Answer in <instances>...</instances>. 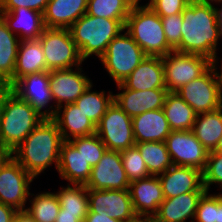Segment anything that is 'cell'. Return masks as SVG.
Instances as JSON below:
<instances>
[{
  "mask_svg": "<svg viewBox=\"0 0 222 222\" xmlns=\"http://www.w3.org/2000/svg\"><path fill=\"white\" fill-rule=\"evenodd\" d=\"M129 184L120 151L106 150L99 162L92 167L85 187L96 190H124L129 189Z\"/></svg>",
  "mask_w": 222,
  "mask_h": 222,
  "instance_id": "15",
  "label": "cell"
},
{
  "mask_svg": "<svg viewBox=\"0 0 222 222\" xmlns=\"http://www.w3.org/2000/svg\"><path fill=\"white\" fill-rule=\"evenodd\" d=\"M129 222H148V218L147 217H137L132 221Z\"/></svg>",
  "mask_w": 222,
  "mask_h": 222,
  "instance_id": "53",
  "label": "cell"
},
{
  "mask_svg": "<svg viewBox=\"0 0 222 222\" xmlns=\"http://www.w3.org/2000/svg\"><path fill=\"white\" fill-rule=\"evenodd\" d=\"M92 166L85 161L81 153L69 142L63 141L60 148L57 175L61 183L86 185ZM66 181V182H63Z\"/></svg>",
  "mask_w": 222,
  "mask_h": 222,
  "instance_id": "20",
  "label": "cell"
},
{
  "mask_svg": "<svg viewBox=\"0 0 222 222\" xmlns=\"http://www.w3.org/2000/svg\"><path fill=\"white\" fill-rule=\"evenodd\" d=\"M49 0H2L0 12H9L15 8L25 7L44 13Z\"/></svg>",
  "mask_w": 222,
  "mask_h": 222,
  "instance_id": "42",
  "label": "cell"
},
{
  "mask_svg": "<svg viewBox=\"0 0 222 222\" xmlns=\"http://www.w3.org/2000/svg\"><path fill=\"white\" fill-rule=\"evenodd\" d=\"M191 0H151L147 5L160 17L182 13Z\"/></svg>",
  "mask_w": 222,
  "mask_h": 222,
  "instance_id": "41",
  "label": "cell"
},
{
  "mask_svg": "<svg viewBox=\"0 0 222 222\" xmlns=\"http://www.w3.org/2000/svg\"><path fill=\"white\" fill-rule=\"evenodd\" d=\"M69 142L92 167L99 162L107 150V147L96 133L89 136L76 137L69 140Z\"/></svg>",
  "mask_w": 222,
  "mask_h": 222,
  "instance_id": "37",
  "label": "cell"
},
{
  "mask_svg": "<svg viewBox=\"0 0 222 222\" xmlns=\"http://www.w3.org/2000/svg\"><path fill=\"white\" fill-rule=\"evenodd\" d=\"M164 198H172L187 192H206L202 171L192 167L173 165L158 175Z\"/></svg>",
  "mask_w": 222,
  "mask_h": 222,
  "instance_id": "18",
  "label": "cell"
},
{
  "mask_svg": "<svg viewBox=\"0 0 222 222\" xmlns=\"http://www.w3.org/2000/svg\"><path fill=\"white\" fill-rule=\"evenodd\" d=\"M148 222H158V221L155 220L153 217H148Z\"/></svg>",
  "mask_w": 222,
  "mask_h": 222,
  "instance_id": "55",
  "label": "cell"
},
{
  "mask_svg": "<svg viewBox=\"0 0 222 222\" xmlns=\"http://www.w3.org/2000/svg\"><path fill=\"white\" fill-rule=\"evenodd\" d=\"M118 92H115L117 91ZM113 101L131 118L146 111L163 108L168 90L156 88L150 90L127 89L122 83L116 85Z\"/></svg>",
  "mask_w": 222,
  "mask_h": 222,
  "instance_id": "17",
  "label": "cell"
},
{
  "mask_svg": "<svg viewBox=\"0 0 222 222\" xmlns=\"http://www.w3.org/2000/svg\"><path fill=\"white\" fill-rule=\"evenodd\" d=\"M18 212L14 207L0 203V222H14V217Z\"/></svg>",
  "mask_w": 222,
  "mask_h": 222,
  "instance_id": "43",
  "label": "cell"
},
{
  "mask_svg": "<svg viewBox=\"0 0 222 222\" xmlns=\"http://www.w3.org/2000/svg\"><path fill=\"white\" fill-rule=\"evenodd\" d=\"M146 56L140 46L124 29L112 39L98 61L115 86L121 84Z\"/></svg>",
  "mask_w": 222,
  "mask_h": 222,
  "instance_id": "6",
  "label": "cell"
},
{
  "mask_svg": "<svg viewBox=\"0 0 222 222\" xmlns=\"http://www.w3.org/2000/svg\"><path fill=\"white\" fill-rule=\"evenodd\" d=\"M218 55L219 53H217L211 60V66L216 73L217 81L222 91V58H221L222 54H220L219 56Z\"/></svg>",
  "mask_w": 222,
  "mask_h": 222,
  "instance_id": "45",
  "label": "cell"
},
{
  "mask_svg": "<svg viewBox=\"0 0 222 222\" xmlns=\"http://www.w3.org/2000/svg\"><path fill=\"white\" fill-rule=\"evenodd\" d=\"M14 222H37L26 210H19L15 217Z\"/></svg>",
  "mask_w": 222,
  "mask_h": 222,
  "instance_id": "47",
  "label": "cell"
},
{
  "mask_svg": "<svg viewBox=\"0 0 222 222\" xmlns=\"http://www.w3.org/2000/svg\"><path fill=\"white\" fill-rule=\"evenodd\" d=\"M134 4L133 0H88L86 14L121 20L126 24L127 17Z\"/></svg>",
  "mask_w": 222,
  "mask_h": 222,
  "instance_id": "35",
  "label": "cell"
},
{
  "mask_svg": "<svg viewBox=\"0 0 222 222\" xmlns=\"http://www.w3.org/2000/svg\"><path fill=\"white\" fill-rule=\"evenodd\" d=\"M63 185L61 184L57 191L53 188L57 194L60 209L64 213L79 214L84 221L89 212L88 189L85 185L65 183Z\"/></svg>",
  "mask_w": 222,
  "mask_h": 222,
  "instance_id": "33",
  "label": "cell"
},
{
  "mask_svg": "<svg viewBox=\"0 0 222 222\" xmlns=\"http://www.w3.org/2000/svg\"><path fill=\"white\" fill-rule=\"evenodd\" d=\"M196 1L203 3V4L212 5V6H216V5L222 3V0H196Z\"/></svg>",
  "mask_w": 222,
  "mask_h": 222,
  "instance_id": "51",
  "label": "cell"
},
{
  "mask_svg": "<svg viewBox=\"0 0 222 222\" xmlns=\"http://www.w3.org/2000/svg\"><path fill=\"white\" fill-rule=\"evenodd\" d=\"M135 145L150 175L158 176L174 165L165 142H141Z\"/></svg>",
  "mask_w": 222,
  "mask_h": 222,
  "instance_id": "34",
  "label": "cell"
},
{
  "mask_svg": "<svg viewBox=\"0 0 222 222\" xmlns=\"http://www.w3.org/2000/svg\"><path fill=\"white\" fill-rule=\"evenodd\" d=\"M0 16L20 41L38 40L45 29L43 13L29 8L20 7L9 12H0Z\"/></svg>",
  "mask_w": 222,
  "mask_h": 222,
  "instance_id": "22",
  "label": "cell"
},
{
  "mask_svg": "<svg viewBox=\"0 0 222 222\" xmlns=\"http://www.w3.org/2000/svg\"><path fill=\"white\" fill-rule=\"evenodd\" d=\"M92 82L82 65L49 71V85L55 108L74 103Z\"/></svg>",
  "mask_w": 222,
  "mask_h": 222,
  "instance_id": "13",
  "label": "cell"
},
{
  "mask_svg": "<svg viewBox=\"0 0 222 222\" xmlns=\"http://www.w3.org/2000/svg\"><path fill=\"white\" fill-rule=\"evenodd\" d=\"M196 114L219 109L222 106V91L212 66L200 77L176 91Z\"/></svg>",
  "mask_w": 222,
  "mask_h": 222,
  "instance_id": "11",
  "label": "cell"
},
{
  "mask_svg": "<svg viewBox=\"0 0 222 222\" xmlns=\"http://www.w3.org/2000/svg\"><path fill=\"white\" fill-rule=\"evenodd\" d=\"M182 19L181 41L174 51L205 56L210 60L221 53L215 6L191 0L182 12Z\"/></svg>",
  "mask_w": 222,
  "mask_h": 222,
  "instance_id": "1",
  "label": "cell"
},
{
  "mask_svg": "<svg viewBox=\"0 0 222 222\" xmlns=\"http://www.w3.org/2000/svg\"><path fill=\"white\" fill-rule=\"evenodd\" d=\"M38 40L42 45L46 71L71 69L87 63L81 58L69 29L45 27Z\"/></svg>",
  "mask_w": 222,
  "mask_h": 222,
  "instance_id": "7",
  "label": "cell"
},
{
  "mask_svg": "<svg viewBox=\"0 0 222 222\" xmlns=\"http://www.w3.org/2000/svg\"><path fill=\"white\" fill-rule=\"evenodd\" d=\"M214 191L199 199L193 222H222V193Z\"/></svg>",
  "mask_w": 222,
  "mask_h": 222,
  "instance_id": "36",
  "label": "cell"
},
{
  "mask_svg": "<svg viewBox=\"0 0 222 222\" xmlns=\"http://www.w3.org/2000/svg\"><path fill=\"white\" fill-rule=\"evenodd\" d=\"M122 84L132 90L166 88L162 57L146 56Z\"/></svg>",
  "mask_w": 222,
  "mask_h": 222,
  "instance_id": "24",
  "label": "cell"
},
{
  "mask_svg": "<svg viewBox=\"0 0 222 222\" xmlns=\"http://www.w3.org/2000/svg\"><path fill=\"white\" fill-rule=\"evenodd\" d=\"M72 40L76 43L81 58L99 59L109 43L124 29L121 20L102 18L84 14L69 28Z\"/></svg>",
  "mask_w": 222,
  "mask_h": 222,
  "instance_id": "4",
  "label": "cell"
},
{
  "mask_svg": "<svg viewBox=\"0 0 222 222\" xmlns=\"http://www.w3.org/2000/svg\"><path fill=\"white\" fill-rule=\"evenodd\" d=\"M162 63L168 92H176L211 67V60L205 56L176 51L162 57Z\"/></svg>",
  "mask_w": 222,
  "mask_h": 222,
  "instance_id": "9",
  "label": "cell"
},
{
  "mask_svg": "<svg viewBox=\"0 0 222 222\" xmlns=\"http://www.w3.org/2000/svg\"><path fill=\"white\" fill-rule=\"evenodd\" d=\"M191 131L209 152L213 151L222 137V106L197 114Z\"/></svg>",
  "mask_w": 222,
  "mask_h": 222,
  "instance_id": "29",
  "label": "cell"
},
{
  "mask_svg": "<svg viewBox=\"0 0 222 222\" xmlns=\"http://www.w3.org/2000/svg\"><path fill=\"white\" fill-rule=\"evenodd\" d=\"M89 211L93 213L106 212L111 218L129 222L137 218L129 189L96 190L88 189Z\"/></svg>",
  "mask_w": 222,
  "mask_h": 222,
  "instance_id": "16",
  "label": "cell"
},
{
  "mask_svg": "<svg viewBox=\"0 0 222 222\" xmlns=\"http://www.w3.org/2000/svg\"><path fill=\"white\" fill-rule=\"evenodd\" d=\"M88 0H49L43 13L47 28L68 29L87 11Z\"/></svg>",
  "mask_w": 222,
  "mask_h": 222,
  "instance_id": "26",
  "label": "cell"
},
{
  "mask_svg": "<svg viewBox=\"0 0 222 222\" xmlns=\"http://www.w3.org/2000/svg\"><path fill=\"white\" fill-rule=\"evenodd\" d=\"M55 222H83V220L79 217V214L64 213L60 209Z\"/></svg>",
  "mask_w": 222,
  "mask_h": 222,
  "instance_id": "46",
  "label": "cell"
},
{
  "mask_svg": "<svg viewBox=\"0 0 222 222\" xmlns=\"http://www.w3.org/2000/svg\"><path fill=\"white\" fill-rule=\"evenodd\" d=\"M52 120L64 141L96 133V125L74 103L58 107Z\"/></svg>",
  "mask_w": 222,
  "mask_h": 222,
  "instance_id": "21",
  "label": "cell"
},
{
  "mask_svg": "<svg viewBox=\"0 0 222 222\" xmlns=\"http://www.w3.org/2000/svg\"><path fill=\"white\" fill-rule=\"evenodd\" d=\"M63 141L57 124L44 119L10 155L38 180L52 167L57 172Z\"/></svg>",
  "mask_w": 222,
  "mask_h": 222,
  "instance_id": "2",
  "label": "cell"
},
{
  "mask_svg": "<svg viewBox=\"0 0 222 222\" xmlns=\"http://www.w3.org/2000/svg\"><path fill=\"white\" fill-rule=\"evenodd\" d=\"M125 30L147 56L164 57L174 51L168 45L161 17L147 4H134L127 17Z\"/></svg>",
  "mask_w": 222,
  "mask_h": 222,
  "instance_id": "5",
  "label": "cell"
},
{
  "mask_svg": "<svg viewBox=\"0 0 222 222\" xmlns=\"http://www.w3.org/2000/svg\"><path fill=\"white\" fill-rule=\"evenodd\" d=\"M33 189L25 210L37 222H55L60 211V204L55 190L53 191L52 188H49L48 191L45 188L44 190H39L35 187ZM35 189L38 190L35 191Z\"/></svg>",
  "mask_w": 222,
  "mask_h": 222,
  "instance_id": "31",
  "label": "cell"
},
{
  "mask_svg": "<svg viewBox=\"0 0 222 222\" xmlns=\"http://www.w3.org/2000/svg\"><path fill=\"white\" fill-rule=\"evenodd\" d=\"M162 110L172 131L192 130L197 114L177 92L167 93Z\"/></svg>",
  "mask_w": 222,
  "mask_h": 222,
  "instance_id": "28",
  "label": "cell"
},
{
  "mask_svg": "<svg viewBox=\"0 0 222 222\" xmlns=\"http://www.w3.org/2000/svg\"><path fill=\"white\" fill-rule=\"evenodd\" d=\"M20 39L0 16V83L6 84L14 75Z\"/></svg>",
  "mask_w": 222,
  "mask_h": 222,
  "instance_id": "32",
  "label": "cell"
},
{
  "mask_svg": "<svg viewBox=\"0 0 222 222\" xmlns=\"http://www.w3.org/2000/svg\"><path fill=\"white\" fill-rule=\"evenodd\" d=\"M132 124L136 143L165 142L172 131L162 108L146 111L133 117Z\"/></svg>",
  "mask_w": 222,
  "mask_h": 222,
  "instance_id": "25",
  "label": "cell"
},
{
  "mask_svg": "<svg viewBox=\"0 0 222 222\" xmlns=\"http://www.w3.org/2000/svg\"><path fill=\"white\" fill-rule=\"evenodd\" d=\"M96 134L107 150L122 151L136 144L132 118L114 101L96 126Z\"/></svg>",
  "mask_w": 222,
  "mask_h": 222,
  "instance_id": "10",
  "label": "cell"
},
{
  "mask_svg": "<svg viewBox=\"0 0 222 222\" xmlns=\"http://www.w3.org/2000/svg\"><path fill=\"white\" fill-rule=\"evenodd\" d=\"M202 175L206 192H213V188H215L218 193H222V153L212 151L208 153L206 167Z\"/></svg>",
  "mask_w": 222,
  "mask_h": 222,
  "instance_id": "39",
  "label": "cell"
},
{
  "mask_svg": "<svg viewBox=\"0 0 222 222\" xmlns=\"http://www.w3.org/2000/svg\"><path fill=\"white\" fill-rule=\"evenodd\" d=\"M150 1L151 0H137V4H148Z\"/></svg>",
  "mask_w": 222,
  "mask_h": 222,
  "instance_id": "54",
  "label": "cell"
},
{
  "mask_svg": "<svg viewBox=\"0 0 222 222\" xmlns=\"http://www.w3.org/2000/svg\"><path fill=\"white\" fill-rule=\"evenodd\" d=\"M205 192H187L165 198L153 216L158 222H193L199 199Z\"/></svg>",
  "mask_w": 222,
  "mask_h": 222,
  "instance_id": "23",
  "label": "cell"
},
{
  "mask_svg": "<svg viewBox=\"0 0 222 222\" xmlns=\"http://www.w3.org/2000/svg\"><path fill=\"white\" fill-rule=\"evenodd\" d=\"M10 153L0 145V165L7 159Z\"/></svg>",
  "mask_w": 222,
  "mask_h": 222,
  "instance_id": "49",
  "label": "cell"
},
{
  "mask_svg": "<svg viewBox=\"0 0 222 222\" xmlns=\"http://www.w3.org/2000/svg\"><path fill=\"white\" fill-rule=\"evenodd\" d=\"M120 154L123 168L130 183L151 176L136 145L122 150Z\"/></svg>",
  "mask_w": 222,
  "mask_h": 222,
  "instance_id": "38",
  "label": "cell"
},
{
  "mask_svg": "<svg viewBox=\"0 0 222 222\" xmlns=\"http://www.w3.org/2000/svg\"><path fill=\"white\" fill-rule=\"evenodd\" d=\"M161 20L168 45L175 50L181 41L182 13L161 17Z\"/></svg>",
  "mask_w": 222,
  "mask_h": 222,
  "instance_id": "40",
  "label": "cell"
},
{
  "mask_svg": "<svg viewBox=\"0 0 222 222\" xmlns=\"http://www.w3.org/2000/svg\"><path fill=\"white\" fill-rule=\"evenodd\" d=\"M44 119L9 89L0 108V145L11 153Z\"/></svg>",
  "mask_w": 222,
  "mask_h": 222,
  "instance_id": "3",
  "label": "cell"
},
{
  "mask_svg": "<svg viewBox=\"0 0 222 222\" xmlns=\"http://www.w3.org/2000/svg\"><path fill=\"white\" fill-rule=\"evenodd\" d=\"M83 222H122V221L109 217L107 213L104 211H102V213H93L89 211Z\"/></svg>",
  "mask_w": 222,
  "mask_h": 222,
  "instance_id": "44",
  "label": "cell"
},
{
  "mask_svg": "<svg viewBox=\"0 0 222 222\" xmlns=\"http://www.w3.org/2000/svg\"><path fill=\"white\" fill-rule=\"evenodd\" d=\"M165 144L174 165L192 167L203 172L209 151L191 130L171 131Z\"/></svg>",
  "mask_w": 222,
  "mask_h": 222,
  "instance_id": "14",
  "label": "cell"
},
{
  "mask_svg": "<svg viewBox=\"0 0 222 222\" xmlns=\"http://www.w3.org/2000/svg\"><path fill=\"white\" fill-rule=\"evenodd\" d=\"M216 13H217V22L219 28V37L222 42V3L215 6Z\"/></svg>",
  "mask_w": 222,
  "mask_h": 222,
  "instance_id": "48",
  "label": "cell"
},
{
  "mask_svg": "<svg viewBox=\"0 0 222 222\" xmlns=\"http://www.w3.org/2000/svg\"><path fill=\"white\" fill-rule=\"evenodd\" d=\"M129 193L138 217H153L165 199L158 176L151 175L131 182Z\"/></svg>",
  "mask_w": 222,
  "mask_h": 222,
  "instance_id": "19",
  "label": "cell"
},
{
  "mask_svg": "<svg viewBox=\"0 0 222 222\" xmlns=\"http://www.w3.org/2000/svg\"><path fill=\"white\" fill-rule=\"evenodd\" d=\"M10 90L28 102L45 119H52L55 116L56 108L49 85V71L23 76L10 87Z\"/></svg>",
  "mask_w": 222,
  "mask_h": 222,
  "instance_id": "12",
  "label": "cell"
},
{
  "mask_svg": "<svg viewBox=\"0 0 222 222\" xmlns=\"http://www.w3.org/2000/svg\"><path fill=\"white\" fill-rule=\"evenodd\" d=\"M94 84L95 82H92L74 104L97 126L113 102L114 91L111 89L98 91Z\"/></svg>",
  "mask_w": 222,
  "mask_h": 222,
  "instance_id": "30",
  "label": "cell"
},
{
  "mask_svg": "<svg viewBox=\"0 0 222 222\" xmlns=\"http://www.w3.org/2000/svg\"><path fill=\"white\" fill-rule=\"evenodd\" d=\"M9 89L10 88L6 84L0 83V108H1V103L3 100V96Z\"/></svg>",
  "mask_w": 222,
  "mask_h": 222,
  "instance_id": "50",
  "label": "cell"
},
{
  "mask_svg": "<svg viewBox=\"0 0 222 222\" xmlns=\"http://www.w3.org/2000/svg\"><path fill=\"white\" fill-rule=\"evenodd\" d=\"M212 152L222 153V137L220 138V140L217 143V146Z\"/></svg>",
  "mask_w": 222,
  "mask_h": 222,
  "instance_id": "52",
  "label": "cell"
},
{
  "mask_svg": "<svg viewBox=\"0 0 222 222\" xmlns=\"http://www.w3.org/2000/svg\"><path fill=\"white\" fill-rule=\"evenodd\" d=\"M37 181L11 155L0 165V203L25 210Z\"/></svg>",
  "mask_w": 222,
  "mask_h": 222,
  "instance_id": "8",
  "label": "cell"
},
{
  "mask_svg": "<svg viewBox=\"0 0 222 222\" xmlns=\"http://www.w3.org/2000/svg\"><path fill=\"white\" fill-rule=\"evenodd\" d=\"M41 71H46V62L40 41H20L14 75L6 85L10 88L19 78Z\"/></svg>",
  "mask_w": 222,
  "mask_h": 222,
  "instance_id": "27",
  "label": "cell"
}]
</instances>
